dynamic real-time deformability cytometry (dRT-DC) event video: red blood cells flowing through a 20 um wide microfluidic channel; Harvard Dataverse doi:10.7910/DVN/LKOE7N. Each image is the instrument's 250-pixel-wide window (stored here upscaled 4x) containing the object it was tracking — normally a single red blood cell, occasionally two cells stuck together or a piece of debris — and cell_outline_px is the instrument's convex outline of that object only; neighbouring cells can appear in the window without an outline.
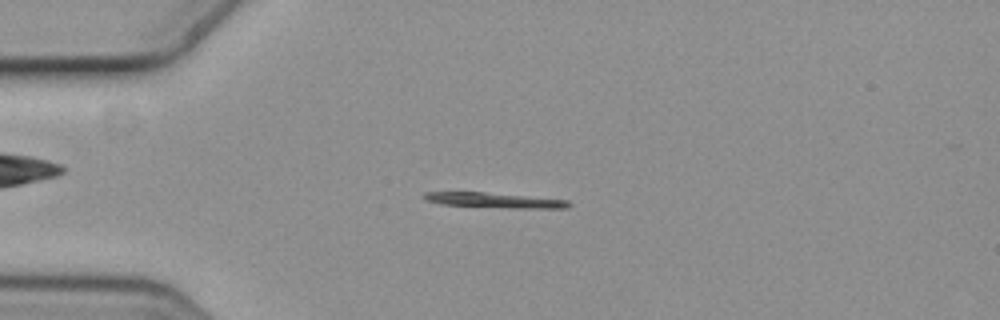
{"species": "common noctule bat (a hibernating species)", "species_latin": "Nyctalus noctula", "temperature_condition": "cold", "stored_images_in_passage": 5, "camera_frame_rate_fps": 3000, "um_per_image_px": 0.085, "animal": {"sex": "female", "body_mass_g": 19.3, "forearm_length_mm": 54.1}, "frame": {"image": 1, "passage_image": 5, "time_ms": 1.333, "image_size_px": [1000, 320], "cell_outline_px": [[572, 204], [568, 208], [508, 208], [440, 204], [424, 200], [424, 192], [484, 192], [568, 200]], "centroid_in_image_um": [42.02, 17.02], "position_along_channel_um": 43.0, "area_um2": 12.66}}